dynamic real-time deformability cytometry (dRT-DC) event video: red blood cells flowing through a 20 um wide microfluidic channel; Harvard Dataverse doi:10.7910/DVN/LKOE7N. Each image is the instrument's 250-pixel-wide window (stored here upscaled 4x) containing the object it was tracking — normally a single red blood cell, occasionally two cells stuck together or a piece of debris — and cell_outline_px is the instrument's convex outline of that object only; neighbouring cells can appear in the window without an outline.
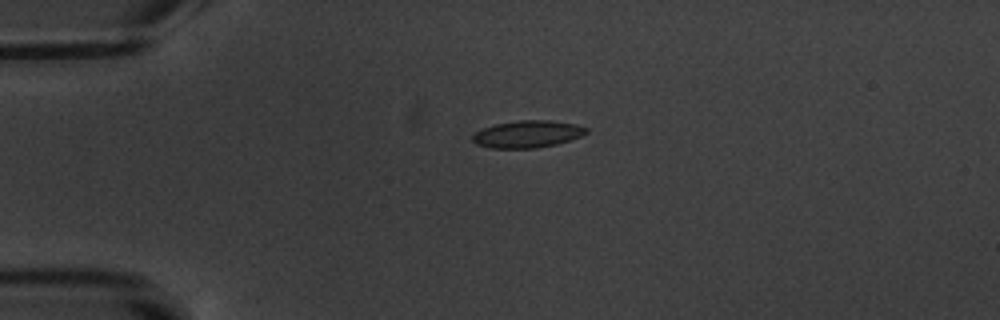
{"species": "common noctule bat (a hibernating species)", "species_latin": "Nyctalus noctula", "temperature_condition": "warm", "stored_images_in_passage": 6, "camera_frame_rate_fps": 3000, "um_per_image_px": 0.085, "animal": {"sex": "male", "body_mass_g": 20.1, "forearm_length_mm": 53.5}, "frame": {"image": 1, "passage_image": 5, "time_ms": 4.667, "image_size_px": [1000, 320], "cell_outline_px": [[588, 132], [580, 136], [556, 144], [536, 148], [488, 148], [476, 144], [472, 140], [472, 136], [476, 132], [484, 128], [496, 124], [516, 120], [548, 120], [576, 124], [588, 128]], "centroid_in_image_um": [44.82, 11.4], "position_along_channel_um": 40.2, "area_um2": 17.92}}